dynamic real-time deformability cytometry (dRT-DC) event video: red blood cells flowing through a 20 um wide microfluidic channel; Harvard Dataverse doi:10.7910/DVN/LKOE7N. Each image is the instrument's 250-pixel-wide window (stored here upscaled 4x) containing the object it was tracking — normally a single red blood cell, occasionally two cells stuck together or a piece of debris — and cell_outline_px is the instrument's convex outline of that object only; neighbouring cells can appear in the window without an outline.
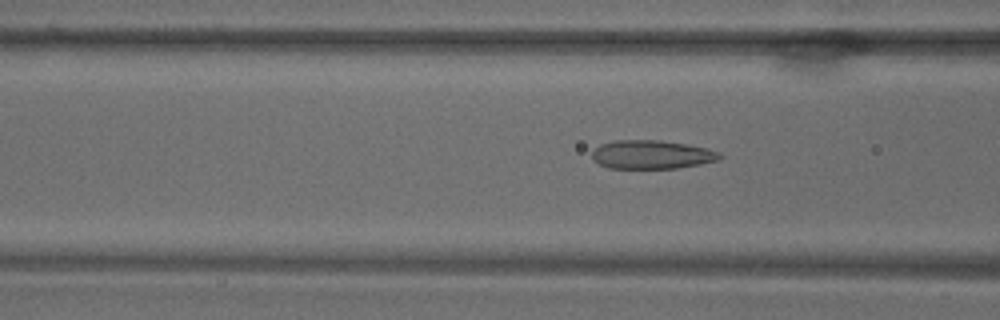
{"species": "common noctule bat (a hibernating species)", "species_latin": "Nyctalus noctula", "temperature_condition": "warm", "stored_images_in_passage": 55, "camera_frame_rate_fps": 3000, "um_per_image_px": 0.085, "animal": {"sex": "male", "body_mass_g": 18.8}, "frame": {"image": 1, "passage_image": 14, "time_ms": 4.333, "image_size_px": [1000, 320], "cell_outline_px": [[724, 156], [720, 160], [700, 164], [676, 168], [608, 168], [592, 160], [592, 152], [600, 144], [616, 140], [660, 140], [688, 144], [708, 148], [720, 152]], "centroid_in_image_um": [55.43, 13.13], "position_along_channel_um": 111.2, "area_um2": 21.5}}
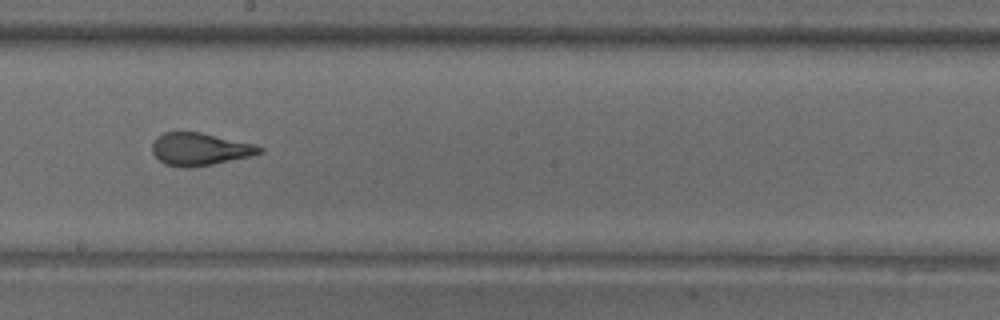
{"frame": {"image": 2, "passage_image": 26, "time_ms": 8.333, "image_size_px": [1000, 320], "cell_outline_px": [[264, 152], [252, 156], [212, 164], [188, 168], [184, 168], [164, 164], [152, 152], [152, 144], [156, 136], [164, 132], [200, 132], [256, 144], [264, 148]], "centroid_in_image_um": [17.01, 12.67], "position_along_channel_um": 231.2, "area_um2": 20.52}}
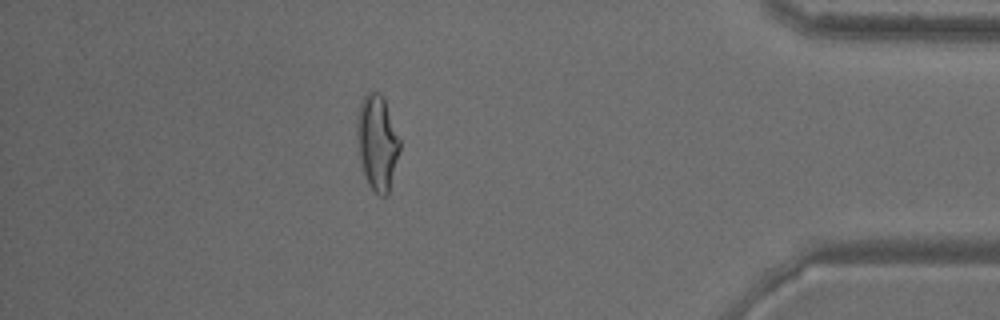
{"frame": {"image": 3, "passage_image": 47, "time_ms": 15.333, "image_size_px": [1000, 320], "cell_outline_px": [[400, 152], [388, 192], [384, 196], [380, 196], [368, 184], [364, 172], [360, 156], [356, 132], [356, 116], [360, 104], [364, 96], [368, 92], [380, 92], [384, 96], [400, 140]], "centroid_in_image_um": [32.07, 12.05], "position_along_channel_um": 403.1, "area_um2": 23.58}}